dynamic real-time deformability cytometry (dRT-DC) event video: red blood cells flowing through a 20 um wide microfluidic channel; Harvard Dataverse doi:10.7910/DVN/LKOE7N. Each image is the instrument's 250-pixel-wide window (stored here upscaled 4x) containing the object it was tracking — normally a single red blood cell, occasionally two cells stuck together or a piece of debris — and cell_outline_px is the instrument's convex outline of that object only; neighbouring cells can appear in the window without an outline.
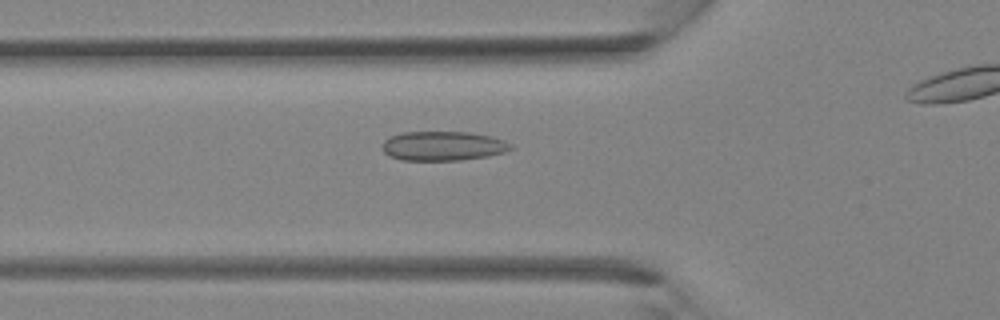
{"species": "Egyptian fruit bat (a non-hibernating species)", "species_latin": "Rousettus aegyptiacus", "temperature_condition": "room temperature", "stored_images_in_passage": 32, "camera_frame_rate_fps": 3000, "um_per_image_px": 0.085, "animal": {"sex": "female"}, "frame": {"image": 1, "passage_image": 13, "time_ms": 4.0, "image_size_px": [1000, 320], "cell_outline_px": [[512, 148], [504, 152], [488, 156], [460, 160], [400, 160], [388, 156], [384, 152], [384, 140], [400, 132], [468, 132], [492, 136], [504, 140], [512, 144]], "centroid_in_image_um": [37.67, 12.4], "position_along_channel_um": 88.1, "area_um2": 21.96}}
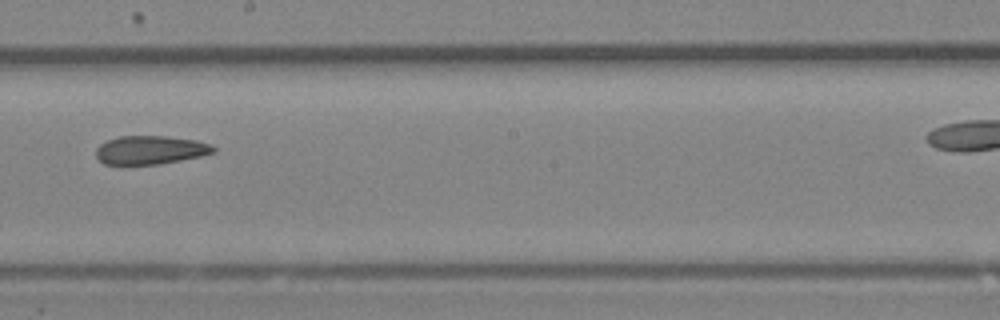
{"frame": {"image": 2, "passage_image": 21, "time_ms": 6.667, "image_size_px": [1000, 320], "cell_outline_px": [[216, 152], [200, 156], [160, 164], [124, 168], [104, 164], [96, 156], [96, 148], [100, 144], [108, 140], [120, 136], [164, 136], [196, 140], [212, 144], [216, 148]], "centroid_in_image_um": [12.73, 12.8], "position_along_channel_um": 235.5, "area_um2": 20.29}}
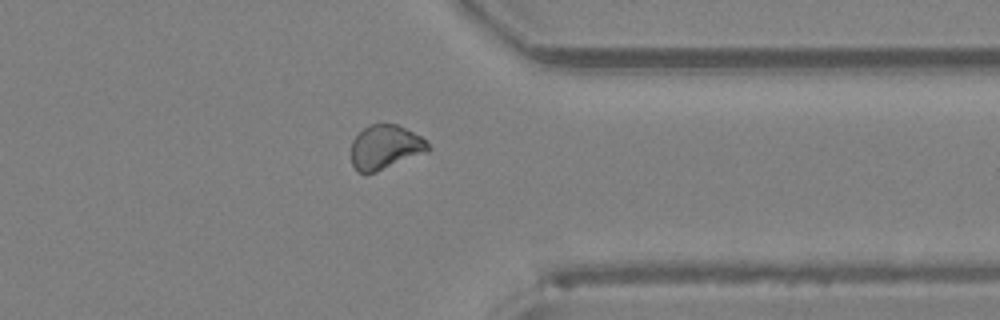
{"frame": {"image": 3, "passage_image": 29, "time_ms": 9.333, "image_size_px": [1000, 320], "cell_outline_px": [[432, 148], [428, 152], [376, 172], [356, 172], [352, 164], [352, 140], [368, 124], [396, 124], [420, 136]], "centroid_in_image_um": [32.75, 12.52], "position_along_channel_um": 378.7, "area_um2": 19.71}}